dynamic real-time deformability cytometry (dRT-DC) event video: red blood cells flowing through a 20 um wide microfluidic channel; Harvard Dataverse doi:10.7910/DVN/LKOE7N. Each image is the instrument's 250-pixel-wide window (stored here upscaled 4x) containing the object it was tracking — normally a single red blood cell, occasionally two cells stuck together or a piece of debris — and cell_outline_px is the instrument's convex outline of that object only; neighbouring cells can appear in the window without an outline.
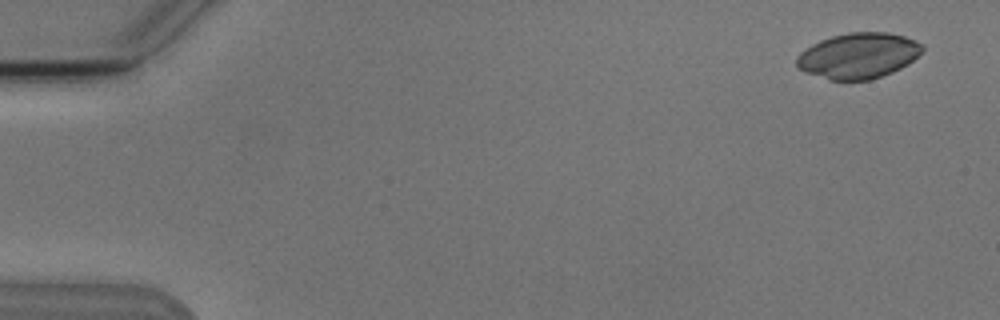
{"species": "Egyptian fruit bat (a non-hibernating species)", "species_latin": "Rousettus aegyptiacus", "temperature_condition": "cold", "stored_images_in_passage": 2, "camera_frame_rate_fps": 3000, "um_per_image_px": 0.085, "animal": {"sex": "male"}, "frame": {"image": 1, "passage_image": 1, "time_ms": 0.0, "image_size_px": [1000, 320], "cell_outline_px": [[924, 48], [908, 64], [892, 72], [868, 80], [832, 80], [804, 72], [796, 68], [796, 56], [800, 52], [812, 44], [820, 40], [832, 36], [848, 32], [888, 32], [904, 36], [916, 40], [924, 44]], "centroid_in_image_um": [72.94, 4.72], "position_along_channel_um": 12.1, "area_um2": 33.47}}